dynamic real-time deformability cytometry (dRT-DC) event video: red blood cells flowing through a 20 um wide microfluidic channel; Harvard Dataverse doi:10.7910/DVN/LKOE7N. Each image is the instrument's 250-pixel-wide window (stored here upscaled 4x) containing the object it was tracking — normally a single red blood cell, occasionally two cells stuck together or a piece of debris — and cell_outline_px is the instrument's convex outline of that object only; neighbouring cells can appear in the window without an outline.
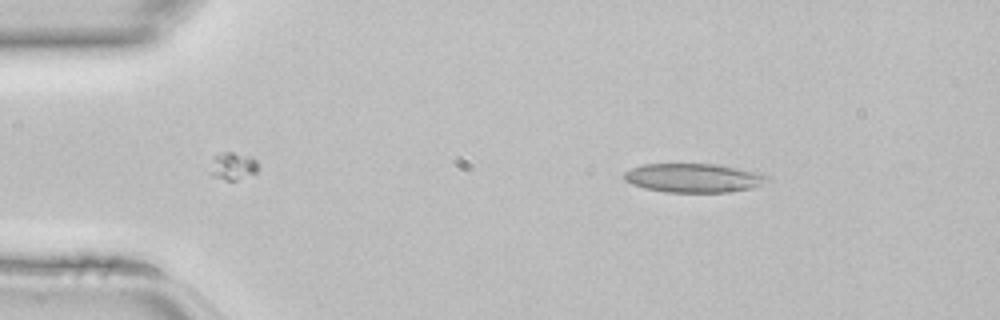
{"species": "common noctule bat (a hibernating species)", "species_latin": "Nyctalus noctula", "temperature_condition": "room temperature", "stored_images_in_passage": 33, "camera_frame_rate_fps": 3000, "um_per_image_px": 0.085, "animal": {"sex": "female", "body_mass_g": 22.7, "forearm_length_mm": 54.2}, "frame": {"image": 1, "passage_image": 1, "time_ms": 0.0, "image_size_px": [1000, 320], "cell_outline_px": [[772, 180], [752, 188], [728, 192], [664, 192], [644, 188], [632, 184], [624, 180], [624, 172], [632, 168], [644, 164], [716, 164], [756, 172], [768, 176]], "centroid_in_image_um": [58.95, 15.13], "position_along_channel_um": 26.0, "area_um2": 24.1}}
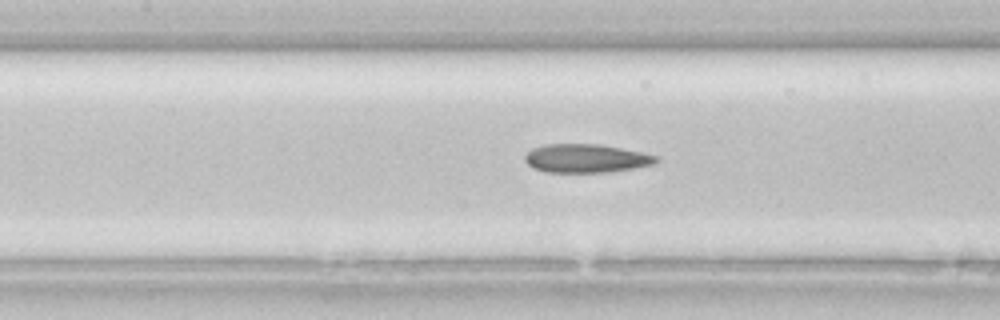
{"frame": {"image": 2, "passage_image": 14, "time_ms": 4.333, "image_size_px": [1000, 320], "cell_outline_px": [[660, 160], [652, 164], [632, 168], [608, 172], [544, 172], [532, 168], [524, 160], [524, 156], [532, 148], [544, 144], [600, 144], [640, 152], [656, 156]], "centroid_in_image_um": [49.75, 13.46], "position_along_channel_um": 157.6, "area_um2": 21.73}}
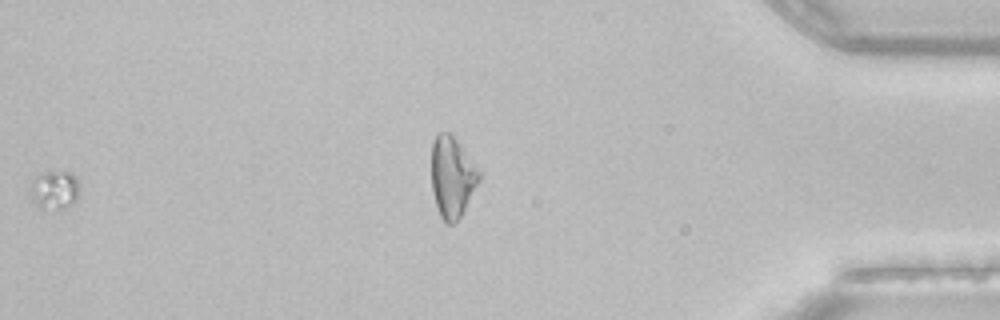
{"frame": {"image": 3, "passage_image": 32, "time_ms": 10.333, "image_size_px": [1000, 320], "cell_outline_px": [[80, 192], [76, 200], [72, 204], [64, 208], [44, 212], [40, 208], [32, 196], [28, 188], [32, 180], [36, 176], [48, 172], [72, 172], [76, 176]], "centroid_in_image_um": [4.64, 16.17], "position_along_channel_um": 430.6, "area_um2": 11.33}}